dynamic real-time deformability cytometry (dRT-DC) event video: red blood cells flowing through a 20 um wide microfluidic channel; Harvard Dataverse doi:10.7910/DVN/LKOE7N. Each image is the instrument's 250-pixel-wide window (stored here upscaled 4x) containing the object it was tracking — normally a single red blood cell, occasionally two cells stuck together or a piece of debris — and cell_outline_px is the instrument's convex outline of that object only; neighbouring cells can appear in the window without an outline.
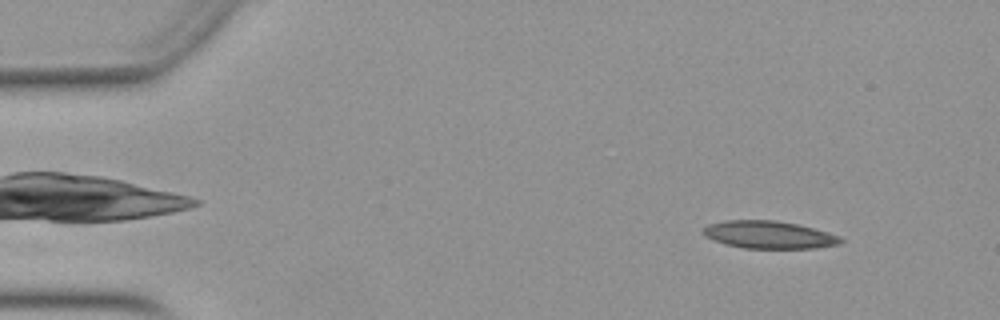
{"species": "Egyptian fruit bat (a non-hibernating species)", "species_latin": "Rousettus aegyptiacus", "temperature_condition": "warm", "stored_images_in_passage": 51, "camera_frame_rate_fps": 3000, "um_per_image_px": 0.085, "animal": {"sex": "female"}, "frame": {"image": 1, "passage_image": 5, "time_ms": 1.333, "image_size_px": [1000, 320], "cell_outline_px": [[844, 240], [840, 244], [816, 248], [744, 248], [724, 244], [712, 240], [704, 236], [700, 232], [708, 224], [724, 220], [776, 220], [800, 224], [828, 232], [840, 236]], "centroid_in_image_um": [65.35, 19.95], "position_along_channel_um": 19.7, "area_um2": 22.43}}
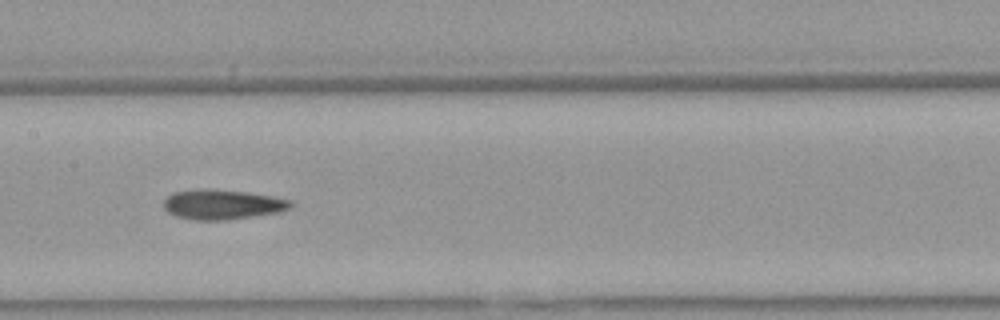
{"frame": {"image": 2, "passage_image": 25, "time_ms": 8.0, "image_size_px": [1000, 320], "cell_outline_px": [[292, 208], [280, 212], [224, 220], [192, 220], [176, 216], [168, 212], [164, 208], [164, 200], [172, 192], [196, 188], [200, 188], [248, 192], [272, 196], [292, 200]], "centroid_in_image_um": [18.89, 17.37], "position_along_channel_um": 188.5, "area_um2": 22.25}}
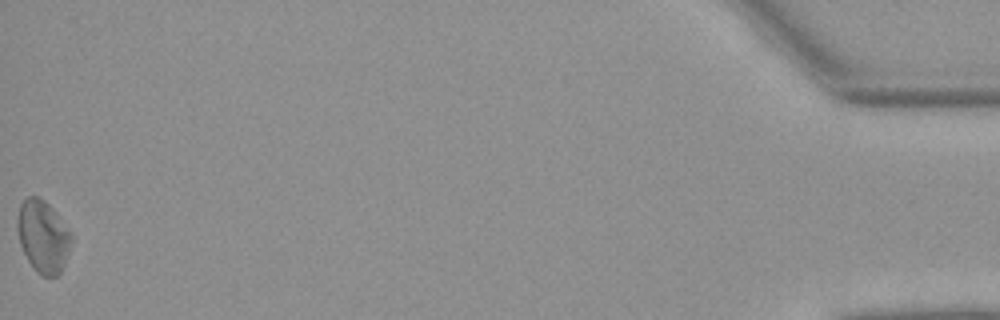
{"frame": {"image": 3, "passage_image": 51, "time_ms": 16.667, "image_size_px": [1000, 320], "cell_outline_px": [[72, 244], [64, 264], [60, 272], [56, 276], [44, 276], [36, 272], [28, 260], [20, 244], [16, 228], [16, 220], [20, 204], [28, 196], [36, 196], [44, 200], [48, 204], [72, 236]], "centroid_in_image_um": [3.62, 20.1], "position_along_channel_um": 431.6, "area_um2": 22.43}}